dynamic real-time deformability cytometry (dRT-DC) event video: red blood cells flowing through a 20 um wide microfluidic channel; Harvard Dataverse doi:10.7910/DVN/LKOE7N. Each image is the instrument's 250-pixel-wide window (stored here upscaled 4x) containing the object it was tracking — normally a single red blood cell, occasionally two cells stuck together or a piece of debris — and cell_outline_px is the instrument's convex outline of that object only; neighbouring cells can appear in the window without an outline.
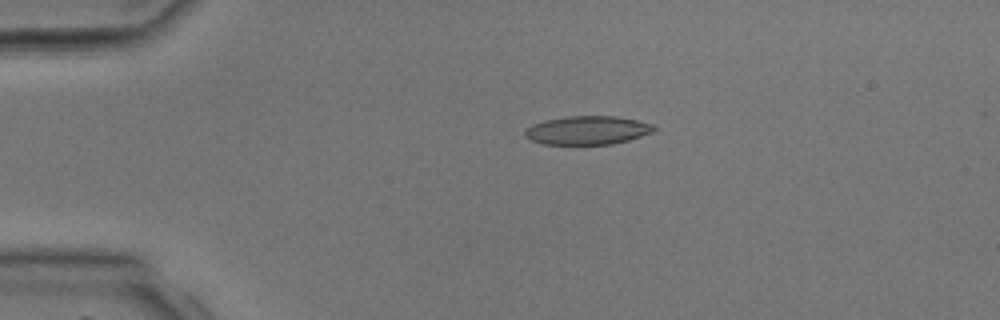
{"species": "common noctule bat (a hibernating species)", "species_latin": "Nyctalus noctula", "temperature_condition": "room temperature", "stored_images_in_passage": 29, "camera_frame_rate_fps": 3000, "um_per_image_px": 0.085, "animal": {"sex": "male", "body_mass_g": 17.9, "forearm_length_mm": 54.2}, "frame": {"image": 1, "passage_image": 3, "time_ms": 0.667, "image_size_px": [1000, 320], "cell_outline_px": [[656, 128], [652, 132], [628, 140], [612, 144], [544, 144], [532, 140], [524, 136], [524, 132], [532, 124], [544, 120], [568, 116], [616, 116], [636, 120], [652, 124]], "centroid_in_image_um": [49.92, 11.07], "position_along_channel_um": 35.1, "area_um2": 21.33}}
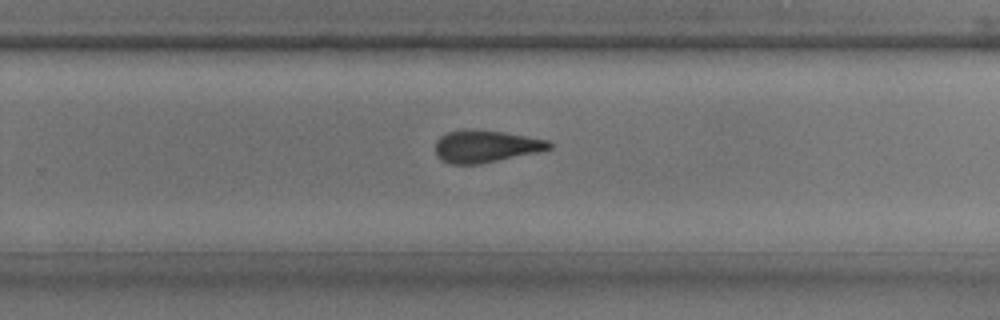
{"frame": {"image": 2, "passage_image": 20, "time_ms": 6.333, "image_size_px": [1000, 320], "cell_outline_px": [[552, 148], [540, 152], [480, 164], [452, 164], [440, 160], [436, 156], [436, 140], [440, 136], [448, 132], [504, 132], [548, 140], [552, 144]], "centroid_in_image_um": [41.32, 12.49], "position_along_channel_um": 288.5, "area_um2": 20.81}}
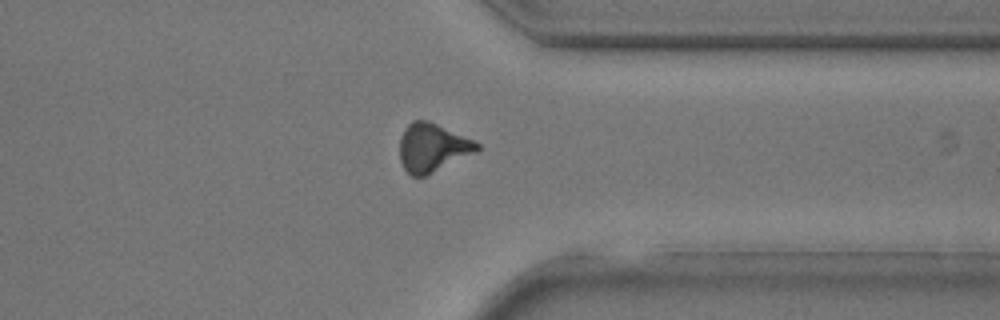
{"frame": {"image": 3, "passage_image": 25, "time_ms": 8.0, "image_size_px": [1000, 320], "cell_outline_px": [[480, 148], [476, 152], [424, 176], [412, 176], [404, 168], [400, 160], [400, 136], [404, 128], [412, 120], [428, 120], [476, 140], [480, 144]], "centroid_in_image_um": [36.76, 12.52], "position_along_channel_um": 374.6, "area_um2": 21.85}}